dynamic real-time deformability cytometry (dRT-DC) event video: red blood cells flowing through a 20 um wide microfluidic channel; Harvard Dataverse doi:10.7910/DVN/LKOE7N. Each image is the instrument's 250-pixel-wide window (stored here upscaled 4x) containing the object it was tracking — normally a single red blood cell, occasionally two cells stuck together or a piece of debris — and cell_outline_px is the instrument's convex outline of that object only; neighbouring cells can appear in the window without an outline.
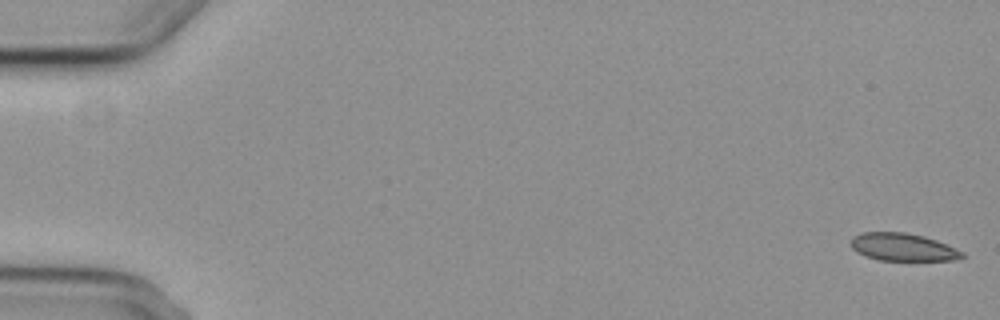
{"species": "common noctule bat (a hibernating species)", "species_latin": "Nyctalus noctula", "temperature_condition": "cold", "stored_images_in_passage": 8, "camera_frame_rate_fps": 3000, "um_per_image_px": 0.085, "animal": {"sex": "female", "body_mass_g": 29.2, "forearm_length_mm": 56.3}, "frame": {"image": 1, "passage_image": 1, "time_ms": 0.0, "image_size_px": [1000, 320], "cell_outline_px": [[964, 256], [952, 260], [880, 260], [864, 256], [856, 252], [852, 248], [852, 236], [860, 232], [904, 232], [924, 236], [936, 240], [956, 248], [964, 252]], "centroid_in_image_um": [76.71, 21.0], "position_along_channel_um": 8.3, "area_um2": 17.92}}
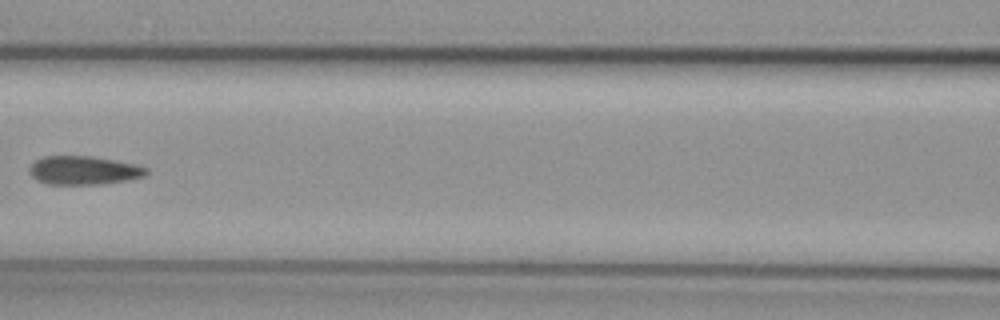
{"frame": {"image": 2, "passage_image": 7, "time_ms": 8.333, "image_size_px": [1000, 320], "cell_outline_px": [[148, 172], [144, 176], [128, 180], [104, 184], [44, 184], [36, 180], [28, 172], [28, 168], [36, 160], [44, 156], [92, 156], [116, 160], [136, 164], [148, 168]], "centroid_in_image_um": [7.11, 14.48], "position_along_channel_um": 159.5, "area_um2": 19.71}}
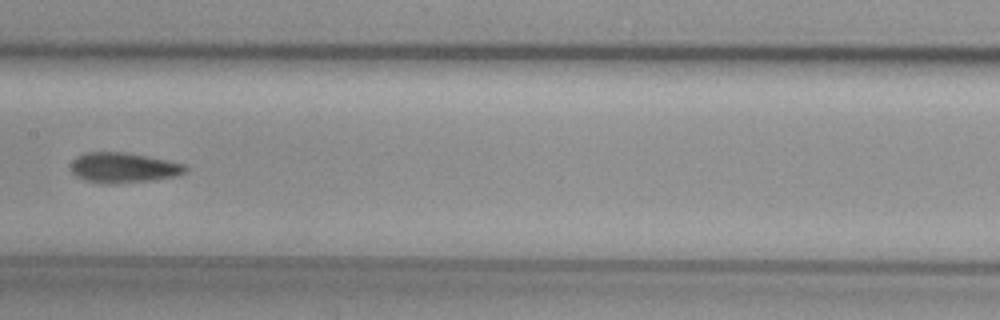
{"frame": {"image": 3, "passage_image": 8, "time_ms": 9.333, "image_size_px": [1000, 320], "cell_outline_px": [[188, 172], [180, 176], [156, 180], [112, 184], [104, 184], [84, 180], [76, 176], [72, 172], [72, 160], [76, 156], [84, 152], [124, 152], [184, 164], [188, 168]], "centroid_in_image_um": [10.51, 14.27], "position_along_channel_um": 196.9, "area_um2": 20.35}}